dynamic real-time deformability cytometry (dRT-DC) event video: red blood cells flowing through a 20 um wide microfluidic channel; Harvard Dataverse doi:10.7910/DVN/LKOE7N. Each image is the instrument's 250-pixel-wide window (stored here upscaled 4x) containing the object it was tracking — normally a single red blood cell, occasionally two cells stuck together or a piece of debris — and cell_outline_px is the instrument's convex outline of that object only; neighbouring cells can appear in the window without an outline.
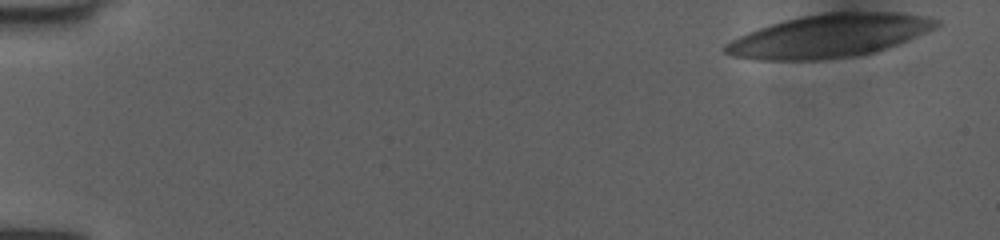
{"species": "human", "species_latin": "Homo sapiens", "temperature_condition": "room temperature", "stored_images_in_passage": 51, "camera_frame_rate_fps": 3000, "um_per_image_px": 0.085, "donor": {"sex": "female"}, "frame": {"image": 1, "passage_image": 1, "time_ms": 0.0, "image_size_px": [1000, 240], "cell_outline_px": [[940, 24], [908, 40], [876, 52], [848, 56], [816, 60], [760, 60], [732, 56], [724, 52], [724, 44], [748, 32], [784, 20], [800, 16], [828, 12], [896, 12], [928, 16], [940, 20]], "centroid_in_image_um": [70.49, 3.04], "position_along_channel_um": 14.5, "area_um2": 52.54}}
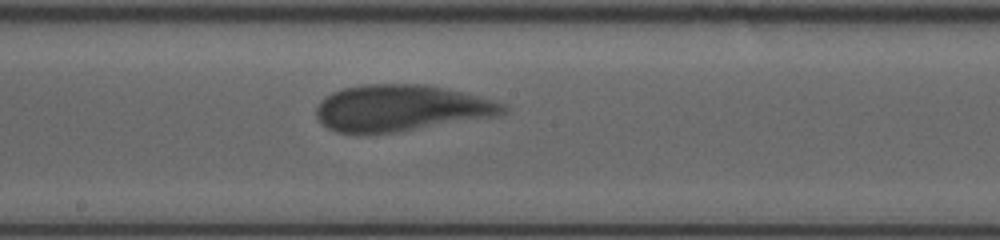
{"frame": {"image": 2, "passage_image": 28, "time_ms": 9.0, "image_size_px": [1000, 240], "cell_outline_px": [[508, 112], [500, 116], [396, 132], [336, 132], [328, 128], [316, 116], [316, 108], [320, 100], [332, 92], [344, 88], [364, 84], [424, 84], [464, 92], [508, 104]], "centroid_in_image_um": [34.15, 9.17], "position_along_channel_um": 214.0, "area_um2": 50.52}}
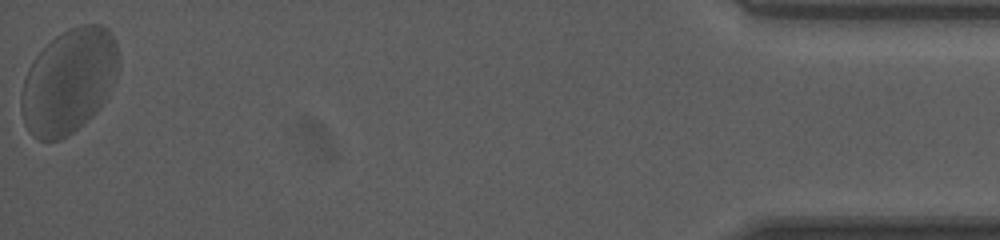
{"frame": {"image": 3, "passage_image": 51, "time_ms": 16.667, "image_size_px": [1000, 240], "cell_outline_px": [[120, 60], [116, 72], [104, 100], [96, 112], [92, 116], [68, 136], [60, 140], [40, 140], [32, 136], [28, 132], [24, 124], [20, 112], [20, 92], [28, 68], [32, 60], [56, 36], [72, 28], [84, 24], [100, 24], [108, 28], [116, 40], [120, 56]], "centroid_in_image_um": [5.82, 6.92], "position_along_channel_um": 429.4, "area_um2": 59.42}}